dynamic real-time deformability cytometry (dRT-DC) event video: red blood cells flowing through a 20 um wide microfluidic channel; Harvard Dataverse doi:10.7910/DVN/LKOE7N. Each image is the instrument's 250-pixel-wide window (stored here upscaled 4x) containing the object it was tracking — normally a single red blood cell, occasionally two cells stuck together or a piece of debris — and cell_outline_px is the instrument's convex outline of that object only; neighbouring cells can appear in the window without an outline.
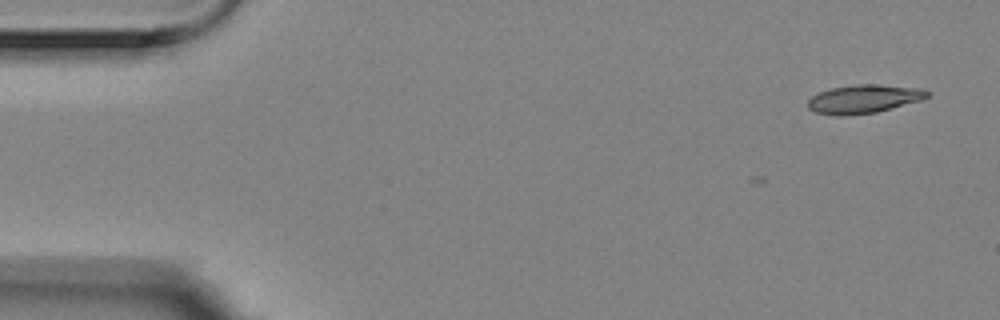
{"species": "Egyptian fruit bat (a non-hibernating species)", "species_latin": "Rousettus aegyptiacus", "temperature_condition": "room temperature", "stored_images_in_passage": 6, "camera_frame_rate_fps": 3000, "um_per_image_px": 0.085, "animal": {"sex": "female"}, "frame": {"image": 1, "passage_image": 1, "time_ms": 0.0, "image_size_px": [1000, 320], "cell_outline_px": [[928, 96], [920, 100], [892, 108], [876, 112], [844, 116], [836, 116], [816, 112], [808, 108], [808, 100], [812, 96], [820, 92], [832, 88], [856, 84], [880, 84], [924, 88], [928, 92]], "centroid_in_image_um": [73.42, 8.41], "position_along_channel_um": 11.6, "area_um2": 19.83}}
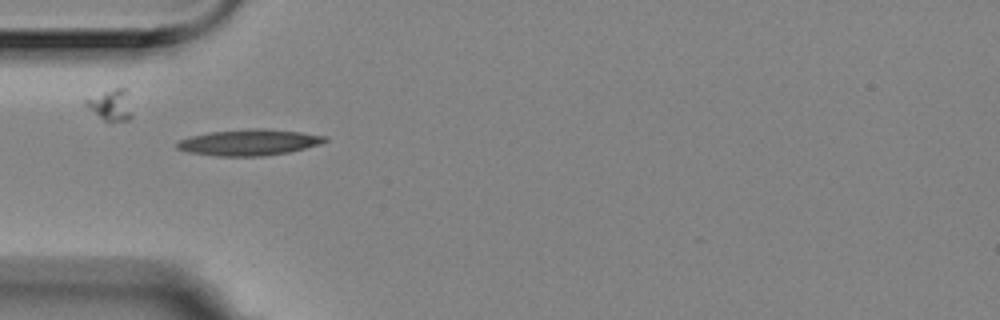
{"frame": {"image": 2, "passage_image": 5, "time_ms": 1.333, "image_size_px": [1000, 320], "cell_outline_px": [[328, 140], [320, 144], [288, 152], [264, 156], [216, 156], [188, 152], [176, 148], [176, 144], [180, 140], [192, 136], [208, 132], [252, 128], [264, 128], [300, 132], [328, 136]], "centroid_in_image_um": [21.18, 12.1], "position_along_channel_um": 63.8, "area_um2": 22.48}}
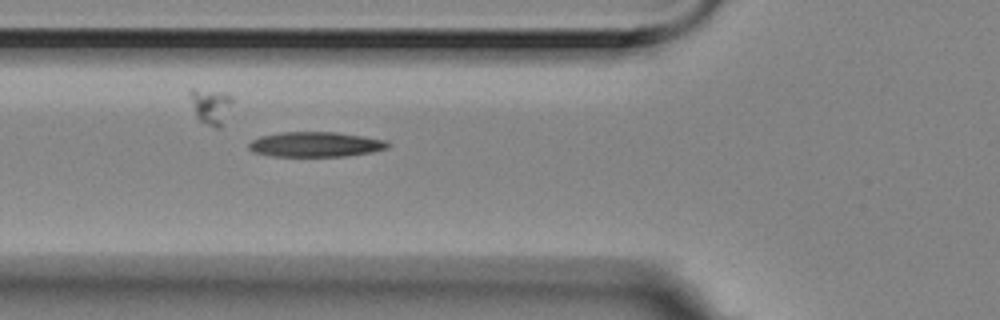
{"frame": {"image": 3, "passage_image": 6, "time_ms": 1.667, "image_size_px": [1000, 320], "cell_outline_px": [[388, 148], [372, 152], [344, 156], [272, 156], [252, 152], [248, 148], [248, 144], [252, 140], [260, 136], [280, 132], [336, 132], [364, 136], [384, 140], [388, 144]], "centroid_in_image_um": [26.78, 12.27], "position_along_channel_um": 99.0, "area_um2": 20.23}}